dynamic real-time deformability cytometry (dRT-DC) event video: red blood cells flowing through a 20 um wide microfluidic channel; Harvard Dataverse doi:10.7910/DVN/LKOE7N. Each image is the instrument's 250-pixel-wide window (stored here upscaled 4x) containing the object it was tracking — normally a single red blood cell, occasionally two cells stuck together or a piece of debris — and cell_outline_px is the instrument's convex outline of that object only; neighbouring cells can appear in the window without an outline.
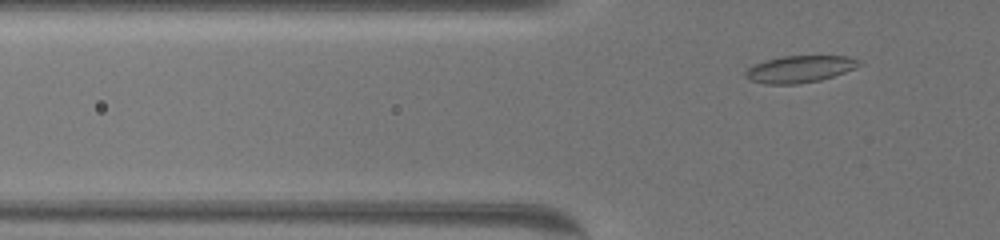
{"species": "common noctule bat (a hibernating species)", "species_latin": "Nyctalus noctula", "temperature_condition": "warm", "stored_images_in_passage": 45, "camera_frame_rate_fps": 3000, "um_per_image_px": 0.085, "animal": {"sex": "female", "body_mass_g": 19.5, "forearm_length_mm": 54.1}, "frame": {"image": 1, "passage_image": 3, "time_ms": 0.667, "image_size_px": [1000, 240], "cell_outline_px": [[864, 64], [856, 68], [820, 80], [796, 84], [764, 84], [748, 80], [744, 76], [744, 72], [748, 68], [764, 60], [784, 56], [848, 56], [860, 60]], "centroid_in_image_um": [67.97, 5.87], "position_along_channel_um": 57.8, "area_um2": 17.92}}
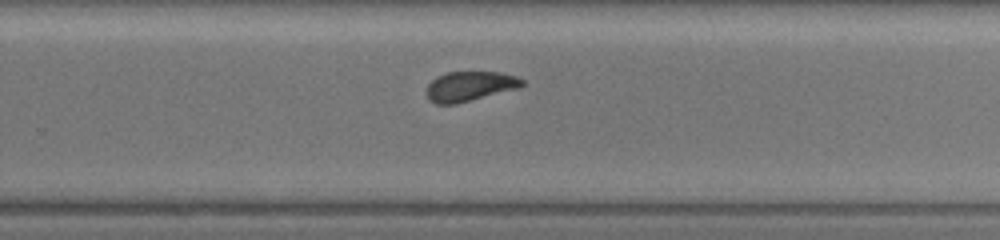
{"frame": {"image": 2, "passage_image": 25, "time_ms": 8.0, "image_size_px": [1000, 240], "cell_outline_px": [[524, 84], [516, 88], [456, 104], [436, 104], [428, 100], [424, 92], [428, 84], [436, 76], [448, 72], [500, 72], [516, 76], [524, 80]], "centroid_in_image_um": [39.86, 7.33], "position_along_channel_um": 289.9, "area_um2": 16.59}}
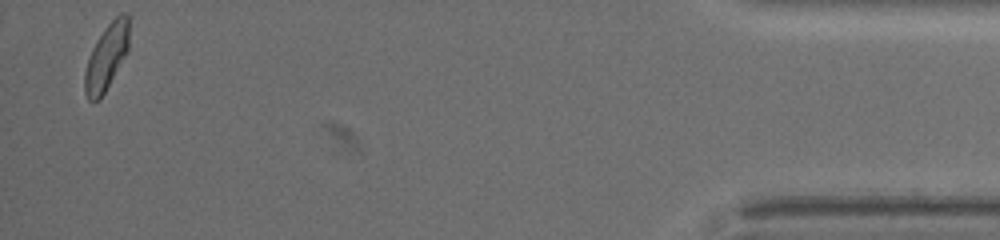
{"frame": {"image": 3, "passage_image": 44, "time_ms": 14.333, "image_size_px": [1000, 240], "cell_outline_px": [[128, 52], [100, 100], [92, 104], [88, 100], [84, 92], [84, 72], [92, 48], [104, 28], [120, 12], [124, 12], [128, 16]], "centroid_in_image_um": [9.03, 4.9], "position_along_channel_um": 426.2, "area_um2": 17.17}, "authors_computed_cell_mechanics": {"area_um2": 17.2822, "velocity_mm_per_s": 3.3426, "shape_relaxation_time_tau1_ms": 5.7217, "shape_relaxation_time_tau2_ms": 1.2828, "deformation_change_tau1": 0.1357, "deformation_change_tau2": 0.0698}}